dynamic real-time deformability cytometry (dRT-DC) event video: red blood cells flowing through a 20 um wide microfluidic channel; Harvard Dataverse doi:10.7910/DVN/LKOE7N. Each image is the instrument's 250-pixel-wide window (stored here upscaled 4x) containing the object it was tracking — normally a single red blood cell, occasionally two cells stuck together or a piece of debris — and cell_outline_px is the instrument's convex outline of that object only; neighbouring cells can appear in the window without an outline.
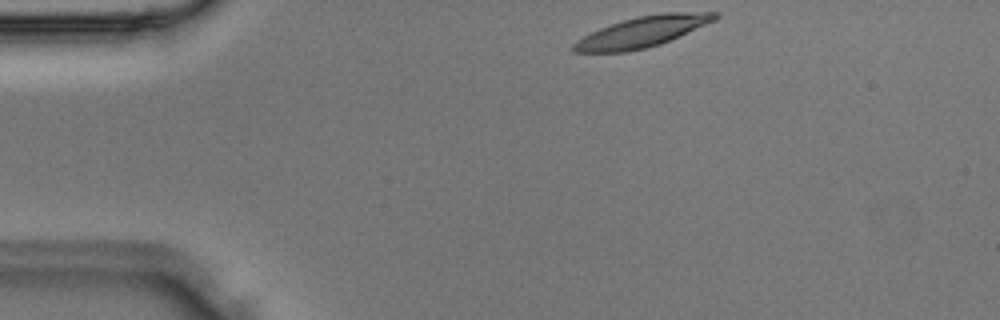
{"species": "Egyptian fruit bat (a non-hibernating species)", "species_latin": "Rousettus aegyptiacus", "temperature_condition": "room temperature", "stored_images_in_passage": 3, "camera_frame_rate_fps": 3000, "um_per_image_px": 0.085, "animal": {"sex": "male"}, "frame": {"image": 1, "passage_image": 1, "time_ms": 0.0, "image_size_px": [1000, 320], "cell_outline_px": [[720, 16], [716, 20], [660, 44], [628, 52], [572, 52], [572, 44], [576, 40], [600, 28], [624, 20], [640, 16], [664, 12], [720, 12]], "centroid_in_image_um": [54.61, 2.7], "position_along_channel_um": 30.4, "area_um2": 24.97}}